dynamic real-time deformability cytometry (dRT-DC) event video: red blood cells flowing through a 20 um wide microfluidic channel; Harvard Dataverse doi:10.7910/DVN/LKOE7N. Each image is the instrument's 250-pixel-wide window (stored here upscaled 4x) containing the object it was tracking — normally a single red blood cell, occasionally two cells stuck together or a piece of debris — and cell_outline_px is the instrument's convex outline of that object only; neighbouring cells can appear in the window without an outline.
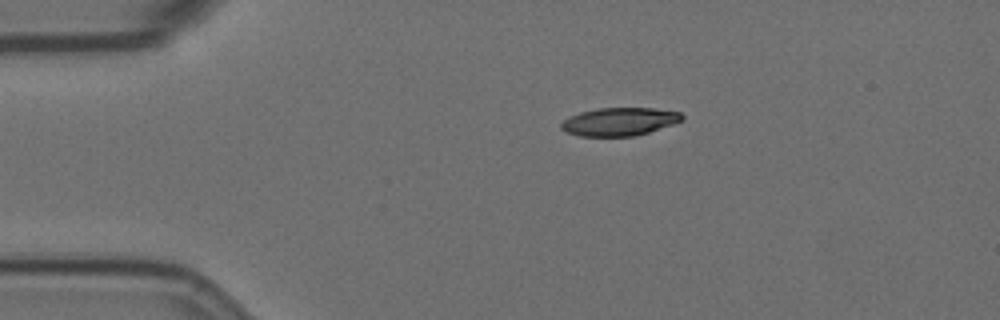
{"species": "Egyptian fruit bat (a non-hibernating species)", "species_latin": "Rousettus aegyptiacus", "temperature_condition": "room temperature", "stored_images_in_passage": 10, "camera_frame_rate_fps": 3000, "um_per_image_px": 0.085, "animal": {"sex": "female"}, "frame": {"image": 1, "passage_image": 1, "time_ms": 0.0, "image_size_px": [1000, 320], "cell_outline_px": [[684, 120], [648, 132], [632, 136], [580, 136], [568, 132], [560, 128], [560, 124], [568, 116], [580, 112], [596, 108], [656, 108], [680, 112], [684, 116]], "centroid_in_image_um": [52.64, 10.32], "position_along_channel_um": 32.4, "area_um2": 19.77}}
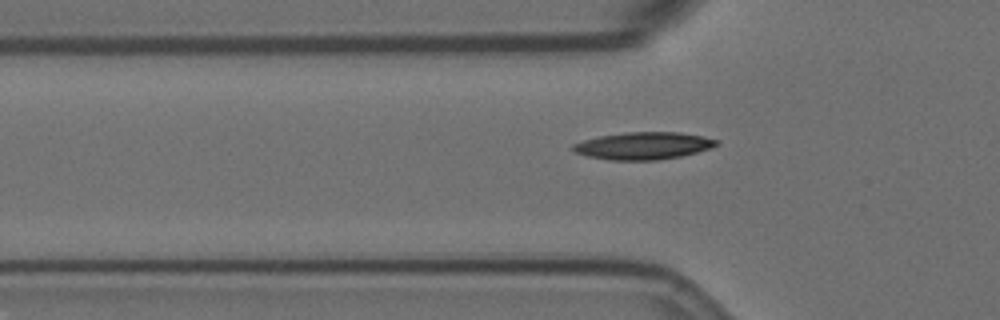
{"frame": {"image": 2, "passage_image": 8, "time_ms": 2.333, "image_size_px": [1000, 320], "cell_outline_px": [[716, 144], [708, 148], [696, 152], [680, 156], [656, 160], [608, 160], [588, 156], [572, 152], [572, 144], [584, 140], [600, 136], [628, 132], [680, 132], [700, 136], [716, 140]], "centroid_in_image_um": [54.59, 12.39], "position_along_channel_um": 71.2, "area_um2": 22.48}}